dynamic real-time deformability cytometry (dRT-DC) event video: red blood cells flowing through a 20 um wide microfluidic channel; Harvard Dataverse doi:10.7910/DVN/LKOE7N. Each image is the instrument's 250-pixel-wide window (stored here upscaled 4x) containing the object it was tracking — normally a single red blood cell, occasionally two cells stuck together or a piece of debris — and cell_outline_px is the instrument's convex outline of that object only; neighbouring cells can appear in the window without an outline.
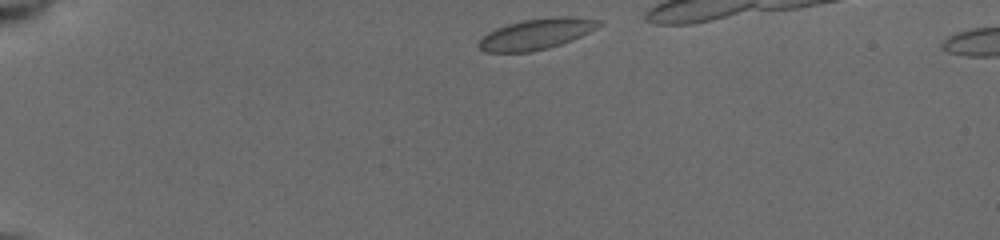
{"species": "common noctule bat (a hibernating species)", "species_latin": "Nyctalus noctula", "temperature_condition": "cold", "stored_images_in_passage": 37, "camera_frame_rate_fps": 3000, "um_per_image_px": 0.085, "animal": {"sex": "female", "body_mass_g": 19.5, "forearm_length_mm": 54.1}, "frame": {"image": 1, "passage_image": 1, "time_ms": 0.0, "image_size_px": [1000, 240], "cell_outline_px": [[604, 24], [572, 40], [548, 48], [532, 52], [484, 52], [476, 44], [488, 32], [496, 28], [508, 24], [524, 20], [552, 16], [576, 16], [604, 20]], "centroid_in_image_um": [45.64, 2.87], "position_along_channel_um": 39.4, "area_um2": 21.73}}
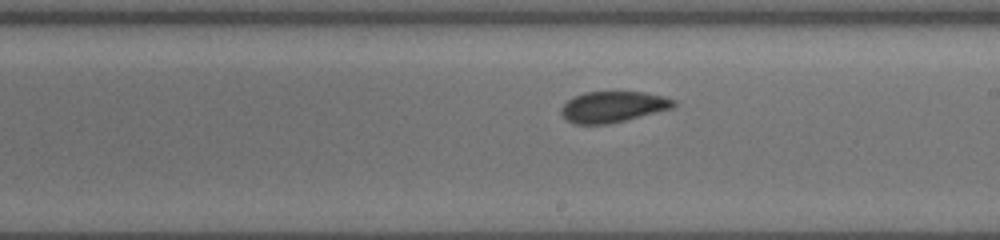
{"frame": {"image": 2, "passage_image": 19, "time_ms": 6.667, "image_size_px": [1000, 240], "cell_outline_px": [[676, 104], [672, 108], [608, 124], [576, 124], [568, 120], [560, 112], [560, 108], [572, 96], [584, 92], [644, 92], [664, 96], [676, 100]], "centroid_in_image_um": [52.09, 9.06], "position_along_channel_um": 236.9, "area_um2": 20.17}}
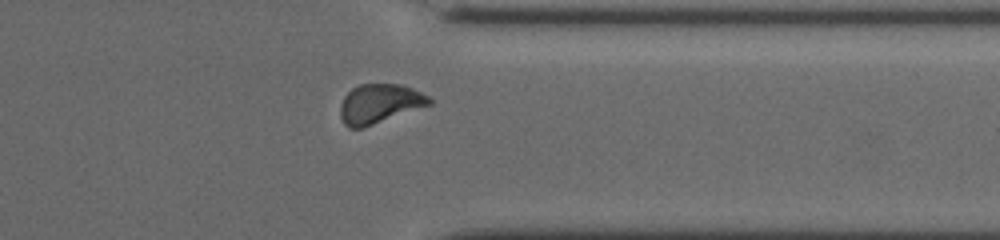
{"frame": {"image": 3, "passage_image": 32, "time_ms": 10.333, "image_size_px": [1000, 240], "cell_outline_px": [[432, 104], [360, 128], [348, 128], [344, 124], [340, 116], [340, 104], [344, 96], [352, 88], [360, 84], [400, 84], [412, 88], [428, 96], [432, 100]], "centroid_in_image_um": [32.23, 8.8], "position_along_channel_um": 379.2, "area_um2": 20.17}}